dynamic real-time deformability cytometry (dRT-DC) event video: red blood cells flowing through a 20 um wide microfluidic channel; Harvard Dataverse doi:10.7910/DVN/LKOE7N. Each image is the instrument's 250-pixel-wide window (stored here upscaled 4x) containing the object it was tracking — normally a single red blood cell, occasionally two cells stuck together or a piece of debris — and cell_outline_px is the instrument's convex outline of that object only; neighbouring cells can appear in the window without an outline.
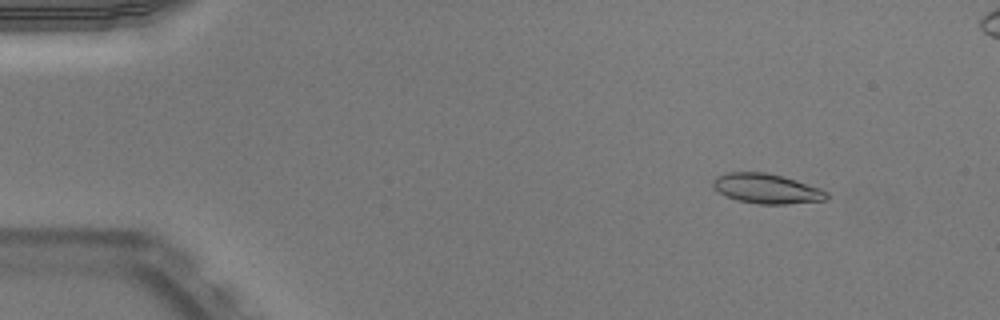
{"species": "Egyptian fruit bat (a non-hibernating species)", "species_latin": "Rousettus aegyptiacus", "temperature_condition": "warm", "stored_images_in_passage": 53, "segment_of_instrument_passage": [1, 2], "camera_frame_rate_fps": 3000, "um_per_image_px": 0.085, "animal": {"sex": "male"}, "frame": {"image": 1, "passage_image": 7, "time_ms": 2.0, "image_size_px": [1000, 320], "cell_outline_px": [[828, 200], [784, 204], [756, 204], [736, 200], [720, 192], [712, 184], [712, 180], [716, 176], [728, 172], [764, 172], [796, 180], [820, 188], [828, 192]], "centroid_in_image_um": [65.18, 16.04], "position_along_channel_um": 19.8, "area_um2": 19.65}}
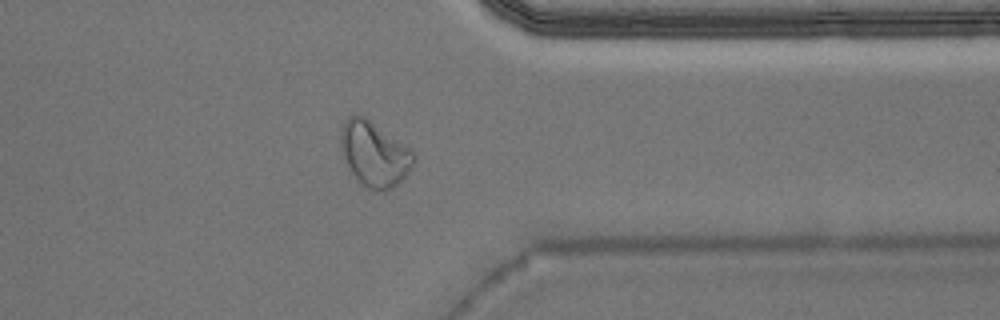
{"frame": {"image": 2, "passage_image": 42, "time_ms": 13.667, "image_size_px": [1000, 320], "cell_outline_px": [[416, 160], [412, 168], [392, 188], [384, 192], [376, 192], [368, 188], [356, 180], [348, 168], [340, 148], [340, 132], [344, 120], [348, 116], [364, 116], [412, 148], [416, 156]], "centroid_in_image_um": [31.82, 13.1], "position_along_channel_um": 379.6, "area_um2": 28.03}}
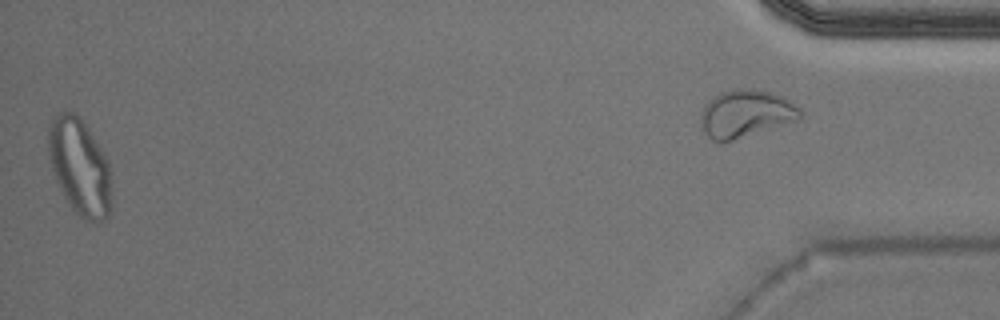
{"frame": {"image": 3, "passage_image": 52, "time_ms": 17.0, "image_size_px": [1000, 320], "cell_outline_px": [[112, 204], [108, 216], [104, 220], [84, 220], [72, 208], [64, 196], [56, 180], [48, 156], [48, 128], [52, 116], [60, 112], [76, 112], [104, 152], [108, 164]], "centroid_in_image_um": [6.76, 14.16], "position_along_channel_um": 428.4, "area_um2": 35.32}}